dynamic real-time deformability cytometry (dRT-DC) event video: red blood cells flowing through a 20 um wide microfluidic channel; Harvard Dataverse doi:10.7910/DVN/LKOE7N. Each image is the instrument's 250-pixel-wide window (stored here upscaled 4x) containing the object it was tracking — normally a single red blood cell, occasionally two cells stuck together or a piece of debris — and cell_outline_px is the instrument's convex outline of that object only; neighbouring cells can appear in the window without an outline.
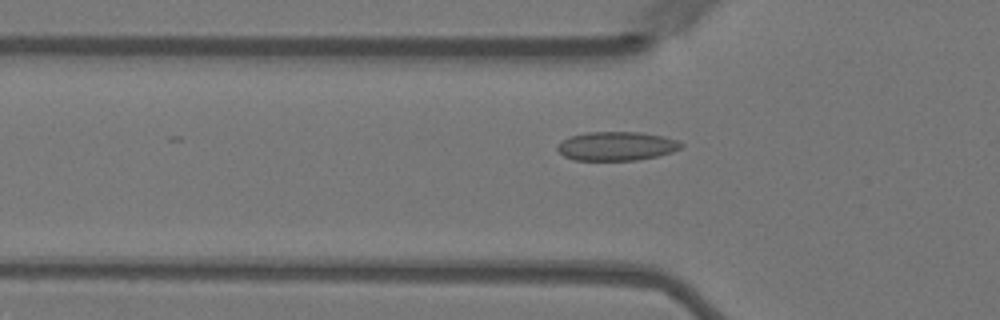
{"species": "Egyptian fruit bat (a non-hibernating species)", "species_latin": "Rousettus aegyptiacus", "temperature_condition": "warm", "stored_images_in_passage": 38, "camera_frame_rate_fps": 3000, "um_per_image_px": 0.085, "animal": {"sex": "female"}, "frame": {"image": 1, "passage_image": 19, "time_ms": 6.0, "image_size_px": [1000, 320], "cell_outline_px": [[684, 144], [680, 148], [672, 152], [656, 156], [636, 160], [572, 160], [564, 156], [556, 148], [560, 140], [568, 136], [588, 132], [640, 132], [664, 136], [676, 140]], "centroid_in_image_um": [52.37, 12.41], "position_along_channel_um": 73.4, "area_um2": 20.92}}
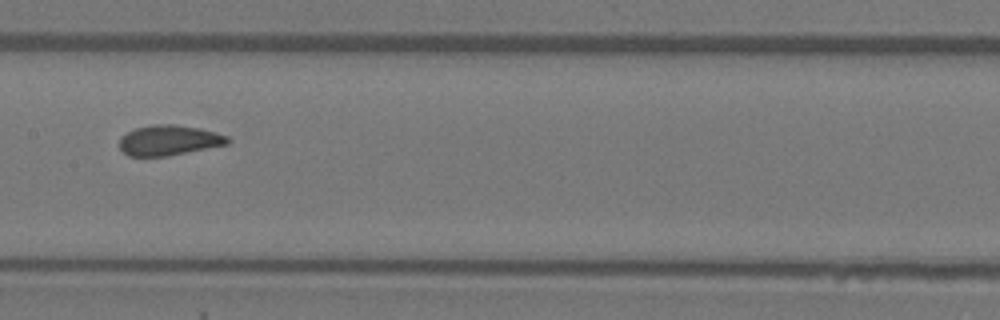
{"frame": {"image": 2, "passage_image": 29, "time_ms": 9.333, "image_size_px": [1000, 320], "cell_outline_px": [[232, 140], [228, 144], [164, 156], [128, 156], [120, 148], [120, 136], [136, 128], [152, 124], [172, 124], [200, 128], [216, 132], [228, 136]], "centroid_in_image_um": [14.37, 11.91], "position_along_channel_um": 193.0, "area_um2": 18.96}}
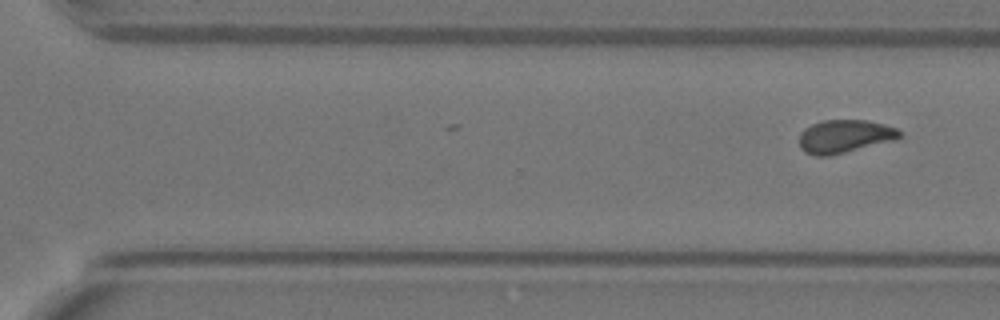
{"frame": {"image": 3, "passage_image": 38, "time_ms": 12.333, "image_size_px": [1000, 320], "cell_outline_px": [[904, 132], [900, 136], [892, 140], [828, 156], [816, 156], [804, 152], [800, 148], [800, 132], [804, 128], [812, 124], [824, 120], [868, 120], [884, 124], [896, 128]], "centroid_in_image_um": [71.76, 11.57], "position_along_channel_um": 298.8, "area_um2": 19.19}}